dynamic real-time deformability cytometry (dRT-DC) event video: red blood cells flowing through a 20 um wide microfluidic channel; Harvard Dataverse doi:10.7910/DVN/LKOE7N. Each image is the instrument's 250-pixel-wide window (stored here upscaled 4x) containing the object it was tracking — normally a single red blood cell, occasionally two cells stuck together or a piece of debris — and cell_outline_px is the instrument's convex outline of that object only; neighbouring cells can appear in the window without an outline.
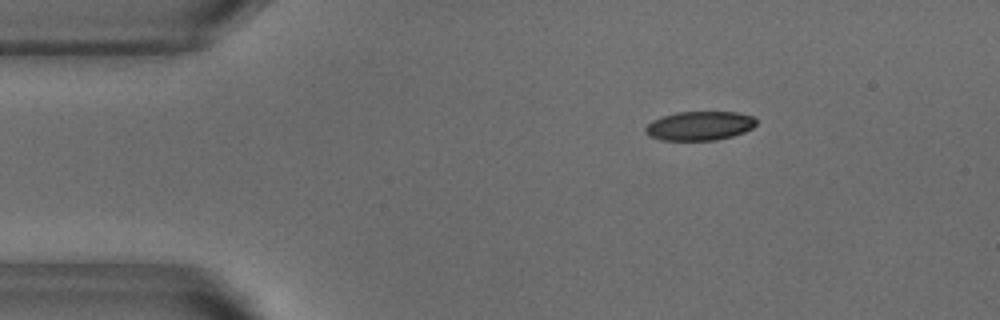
{"species": "common noctule bat (a hibernating species)", "species_latin": "Nyctalus noctula", "temperature_condition": "warm", "stored_images_in_passage": 45, "camera_frame_rate_fps": 3000, "um_per_image_px": 0.085, "animal": {"sex": "male", "body_mass_g": 18.8}, "frame": {"image": 1, "passage_image": 1, "time_ms": 0.0, "image_size_px": [1000, 320], "cell_outline_px": [[756, 124], [752, 128], [744, 132], [732, 136], [716, 140], [660, 140], [648, 136], [644, 132], [644, 128], [652, 120], [676, 112], [736, 112], [752, 116], [756, 120]], "centroid_in_image_um": [59.43, 10.7], "position_along_channel_um": 25.6, "area_um2": 18.79}}
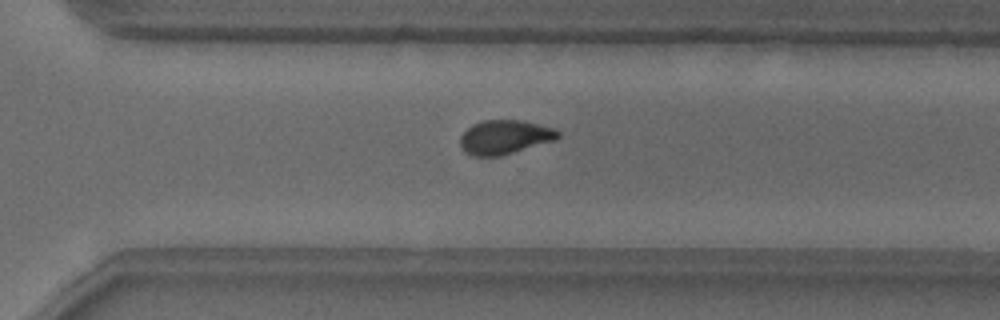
{"frame": {"image": 2, "passage_image": 29, "time_ms": 9.333, "image_size_px": [1000, 320], "cell_outline_px": [[560, 136], [556, 140], [500, 156], [472, 156], [464, 152], [460, 144], [460, 136], [472, 124], [484, 120], [520, 120], [552, 128], [560, 132]], "centroid_in_image_um": [42.88, 11.66], "position_along_channel_um": 327.7, "area_um2": 19.36}}
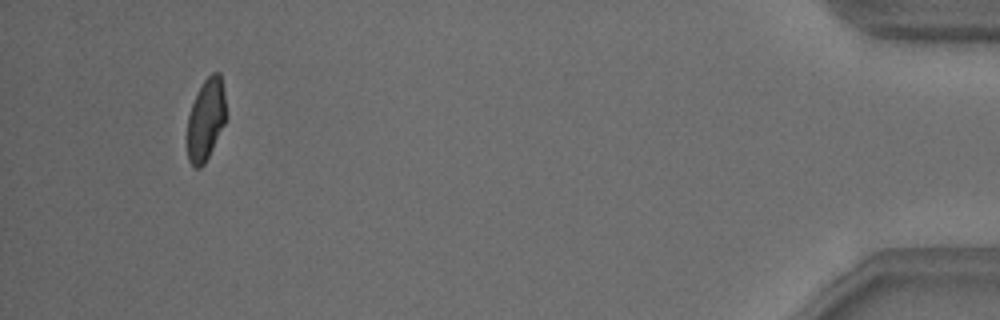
{"frame": {"image": 3, "passage_image": 42, "time_ms": 13.667, "image_size_px": [1000, 320], "cell_outline_px": [[228, 116], [204, 164], [200, 168], [196, 168], [188, 160], [188, 116], [196, 92], [204, 80], [212, 72], [220, 72], [224, 92]], "centroid_in_image_um": [17.52, 10.11], "position_along_channel_um": 417.7, "area_um2": 18.5}, "authors_computed_cell_mechanics": {"area_um2": 19.8254, "velocity_mm_per_s": 3.8345, "shape_relaxation_time_tau1_ms": 5.6477, "shape_relaxation_time_tau2_ms": 2.2263, "deformation_change_tau1": 0.1625, "deformation_change_tau2": 0.0749}}